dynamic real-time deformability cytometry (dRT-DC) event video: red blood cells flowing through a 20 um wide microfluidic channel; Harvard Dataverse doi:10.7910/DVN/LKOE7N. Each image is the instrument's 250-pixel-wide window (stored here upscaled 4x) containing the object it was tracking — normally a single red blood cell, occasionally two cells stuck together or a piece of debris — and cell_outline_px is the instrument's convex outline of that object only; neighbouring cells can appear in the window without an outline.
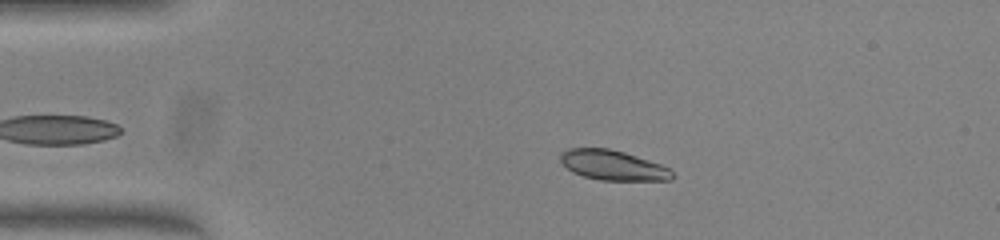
{"species": "common noctule bat (a hibernating species)", "species_latin": "Nyctalus noctula", "temperature_condition": "warm", "stored_images_in_passage": 46, "camera_frame_rate_fps": 3000, "um_per_image_px": 0.085, "animal": {"sex": "female", "body_mass_g": 23.0, "forearm_length_mm": 53.4}, "frame": {"image": 1, "passage_image": 11, "time_ms": 3.333, "image_size_px": [1000, 240], "cell_outline_px": [[672, 180], [600, 180], [584, 176], [572, 172], [560, 160], [560, 152], [568, 148], [608, 148], [624, 152], [660, 164], [668, 168], [672, 172]], "centroid_in_image_um": [52.06, 14.04], "position_along_channel_um": 32.9, "area_um2": 19.31}}
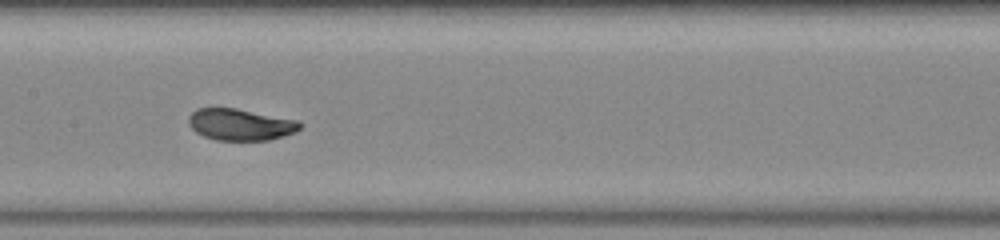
{"frame": {"image": 2, "passage_image": 26, "time_ms": 8.333, "image_size_px": [1000, 240], "cell_outline_px": [[304, 124], [296, 132], [284, 136], [268, 140], [216, 140], [204, 136], [196, 132], [188, 124], [188, 116], [196, 108], [236, 108], [296, 120]], "centroid_in_image_um": [20.42, 10.59], "position_along_channel_um": 187.0, "area_um2": 20.52}}
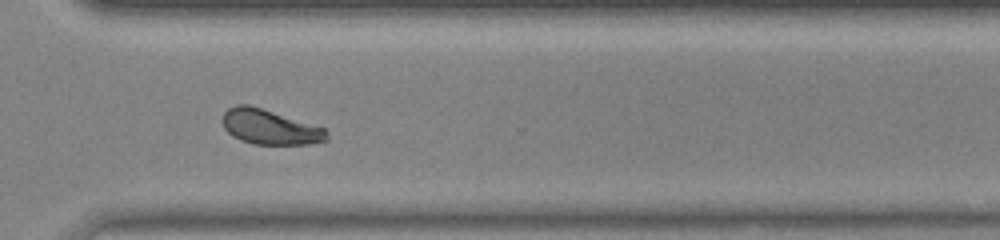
{"frame": {"image": 3, "passage_image": 38, "time_ms": 12.333, "image_size_px": [1000, 240], "cell_outline_px": [[328, 140], [308, 144], [252, 144], [240, 140], [232, 136], [224, 128], [220, 120], [224, 112], [228, 108], [236, 104], [248, 104], [324, 128], [328, 136]], "centroid_in_image_um": [22.86, 10.8], "position_along_channel_um": 347.7, "area_um2": 21.1}, "authors_computed_cell_mechanics": {"area_um2": 20.9814, "velocity_mm_per_s": 4.0089, "shape_relaxation_time_tau1_ms": 3.1282, "shape_relaxation_time_tau2_ms": null, "deformation_change_tau1": 0.1434, "deformation_change_tau2": null}}